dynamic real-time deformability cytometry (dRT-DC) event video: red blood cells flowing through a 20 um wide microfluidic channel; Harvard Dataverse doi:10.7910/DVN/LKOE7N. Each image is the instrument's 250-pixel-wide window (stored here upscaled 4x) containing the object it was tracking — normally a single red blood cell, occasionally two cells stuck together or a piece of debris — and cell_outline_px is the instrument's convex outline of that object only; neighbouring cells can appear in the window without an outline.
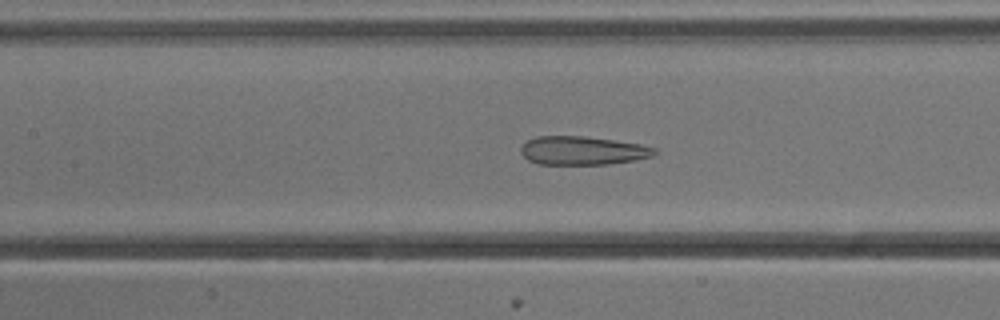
{"species": "common noctule bat (a hibernating species)", "species_latin": "Nyctalus noctula", "temperature_condition": "cold", "stored_images_in_passage": 53, "camera_frame_rate_fps": 3000, "um_per_image_px": 0.085, "animal": {"sex": "male", "body_mass_g": 13.3}, "frame": {"image": 1, "passage_image": 24, "time_ms": 7.667, "image_size_px": [1000, 320], "cell_outline_px": [[656, 152], [652, 156], [636, 160], [608, 164], [536, 164], [528, 160], [520, 152], [520, 148], [528, 140], [536, 136], [584, 136], [640, 144], [656, 148]], "centroid_in_image_um": [49.5, 12.8], "position_along_channel_um": 157.9, "area_um2": 22.2}}
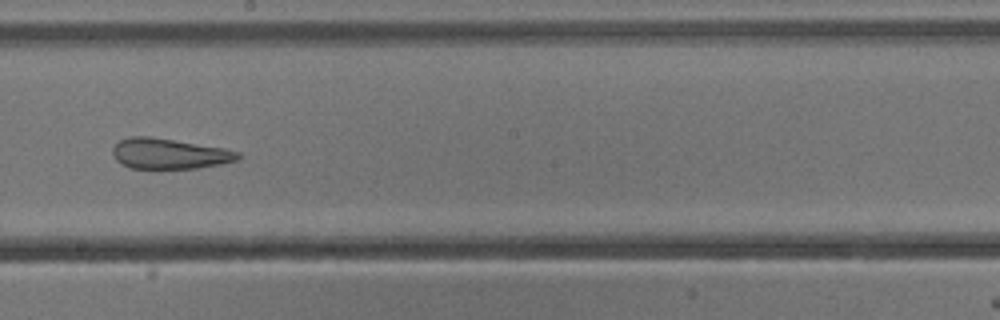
{"frame": {"image": 2, "passage_image": 30, "time_ms": 9.667, "image_size_px": [1000, 320], "cell_outline_px": [[240, 156], [236, 160], [220, 164], [196, 168], [132, 168], [120, 164], [116, 160], [112, 152], [112, 148], [120, 140], [128, 136], [148, 136], [224, 148], [240, 152]], "centroid_in_image_um": [14.35, 13.06], "position_along_channel_um": 233.8, "area_um2": 22.08}}
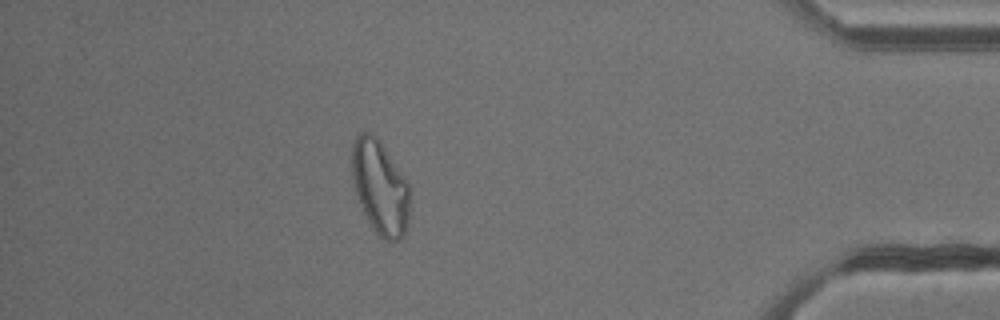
{"frame": {"image": 3, "passage_image": 47, "time_ms": 15.333, "image_size_px": [1000, 320], "cell_outline_px": [[408, 220], [404, 236], [400, 240], [384, 240], [372, 228], [360, 204], [352, 180], [352, 148], [356, 136], [360, 132], [368, 132], [376, 136], [380, 140], [408, 180]], "centroid_in_image_um": [32.31, 15.9], "position_along_channel_um": 402.9, "area_um2": 31.62}, "authors_computed_cell_mechanics": {"area_um2": 29.9404, "velocity_mm_per_s": 3.8125, "shape_relaxation_time_tau1_ms": null, "shape_relaxation_time_tau2_ms": 2.181, "deformation_change_tau1": null, "deformation_change_tau2": 0.115}}